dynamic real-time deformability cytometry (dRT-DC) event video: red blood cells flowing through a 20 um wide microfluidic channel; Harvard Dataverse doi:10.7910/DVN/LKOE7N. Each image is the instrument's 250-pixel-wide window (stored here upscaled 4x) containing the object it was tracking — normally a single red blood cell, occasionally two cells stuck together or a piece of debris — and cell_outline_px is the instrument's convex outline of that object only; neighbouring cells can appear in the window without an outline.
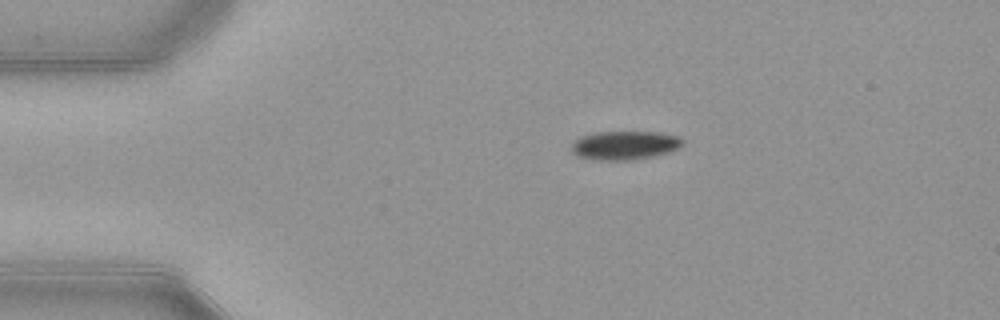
{"species": "common noctule bat (a hibernating species)", "species_latin": "Nyctalus noctula", "temperature_condition": "warm", "stored_images_in_passage": 43, "camera_frame_rate_fps": 3000, "um_per_image_px": 0.085, "animal": {"sex": "female", "body_mass_g": 21.9}, "frame": {"image": 1, "passage_image": 1, "time_ms": 0.0, "image_size_px": [1000, 320], "cell_outline_px": [[684, 140], [676, 148], [668, 152], [652, 156], [632, 160], [592, 160], [576, 156], [572, 152], [572, 144], [580, 136], [596, 132], [656, 132], [680, 136]], "centroid_in_image_um": [53.05, 12.35], "position_along_channel_um": 32.0, "area_um2": 18.55}}
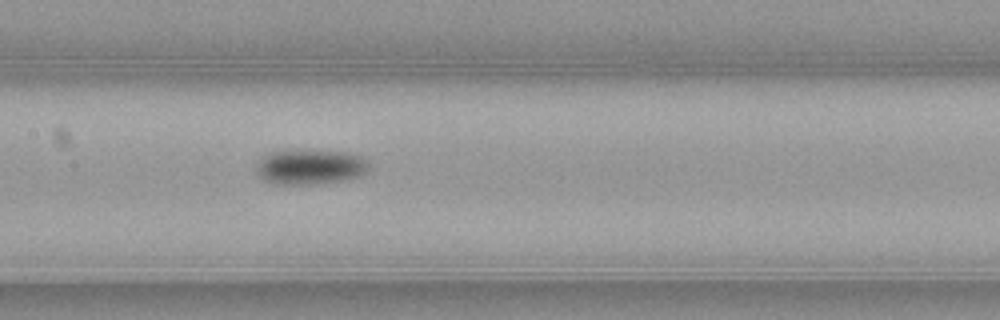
{"frame": {"image": 2, "passage_image": 16, "time_ms": 5.0, "image_size_px": [1000, 320], "cell_outline_px": [[368, 168], [360, 176], [344, 180], [316, 184], [276, 184], [264, 180], [256, 172], [256, 164], [264, 156], [272, 152], [344, 152], [360, 156], [368, 164]], "centroid_in_image_um": [26.34, 14.23], "position_along_channel_um": 181.1, "area_um2": 22.2}}
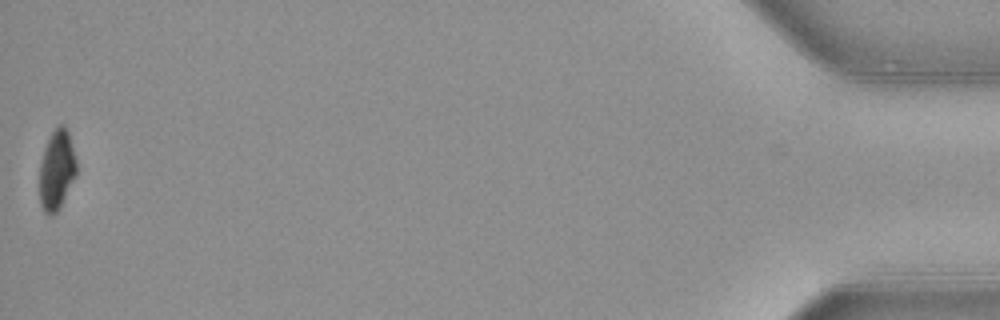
{"frame": {"image": 3, "passage_image": 43, "time_ms": 14.0, "image_size_px": [1000, 320], "cell_outline_px": [[76, 176], [60, 208], [52, 216], [48, 216], [44, 212], [40, 204], [40, 160], [44, 148], [52, 132], [60, 124], [64, 124], [68, 132], [76, 160]], "centroid_in_image_um": [4.82, 14.49], "position_along_channel_um": 430.4, "area_um2": 17.22}, "authors_computed_cell_mechanics": {"area_um2": 20.6924, "velocity_mm_per_s": 3.9274, "shape_relaxation_time_tau1_ms": 2.7156, "shape_relaxation_time_tau2_ms": null, "deformation_change_tau1": 0.1016, "deformation_change_tau2": null}}